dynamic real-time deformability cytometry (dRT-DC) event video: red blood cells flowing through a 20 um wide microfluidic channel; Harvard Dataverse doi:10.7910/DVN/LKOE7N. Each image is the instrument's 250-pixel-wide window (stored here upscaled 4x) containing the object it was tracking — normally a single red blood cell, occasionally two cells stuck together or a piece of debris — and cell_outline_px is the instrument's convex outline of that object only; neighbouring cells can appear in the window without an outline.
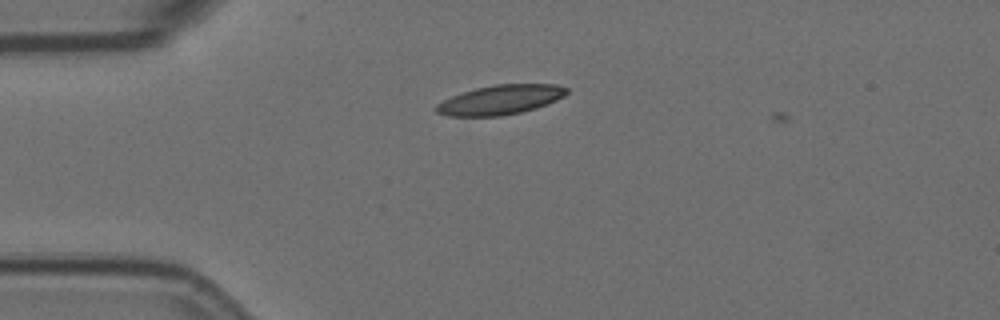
{"species": "Egyptian fruit bat (a non-hibernating species)", "species_latin": "Rousettus aegyptiacus", "temperature_condition": "room temperature", "stored_images_in_passage": 10, "camera_frame_rate_fps": 3000, "um_per_image_px": 0.085, "animal": {"sex": "female"}, "frame": {"image": 1, "passage_image": 9, "time_ms": 2.667, "image_size_px": [1000, 320], "cell_outline_px": [[568, 92], [564, 96], [556, 100], [536, 108], [520, 112], [500, 116], [448, 116], [436, 112], [432, 108], [436, 104], [452, 96], [476, 88], [496, 84], [556, 84], [568, 88]], "centroid_in_image_um": [42.52, 8.48], "position_along_channel_um": 42.5, "area_um2": 22.37}}